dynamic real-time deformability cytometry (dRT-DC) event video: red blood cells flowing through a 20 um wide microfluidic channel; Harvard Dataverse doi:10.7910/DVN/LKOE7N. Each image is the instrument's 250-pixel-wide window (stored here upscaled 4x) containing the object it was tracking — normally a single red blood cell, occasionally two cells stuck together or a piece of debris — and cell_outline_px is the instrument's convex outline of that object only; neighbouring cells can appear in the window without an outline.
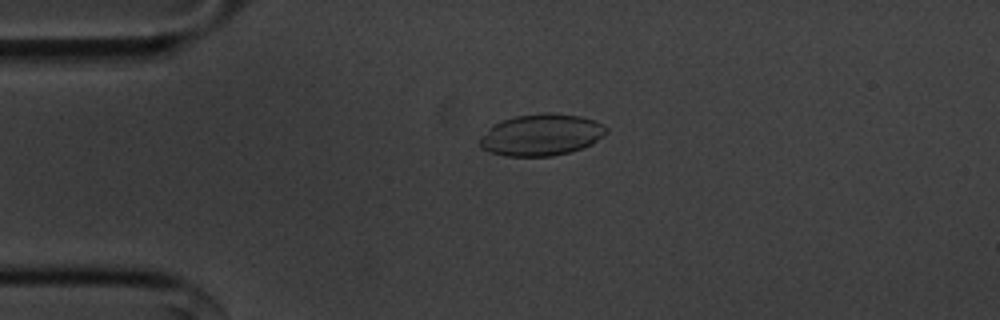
{"species": "common noctule bat (a hibernating species)", "species_latin": "Nyctalus noctula", "temperature_condition": "cold", "stored_images_in_passage": 55, "camera_frame_rate_fps": 3000, "um_per_image_px": 0.085, "animal": {"sex": "male", "body_mass_g": 20.1, "forearm_length_mm": 53.5}, "frame": {"image": 1, "passage_image": 13, "time_ms": 4.0, "image_size_px": [1000, 320], "cell_outline_px": [[608, 132], [604, 136], [592, 144], [568, 152], [552, 156], [504, 156], [488, 152], [480, 148], [480, 136], [500, 120], [516, 116], [540, 112], [556, 112], [580, 116], [596, 120], [604, 124], [608, 128]], "centroid_in_image_um": [46.03, 11.45], "position_along_channel_um": 39.0, "area_um2": 31.1}}
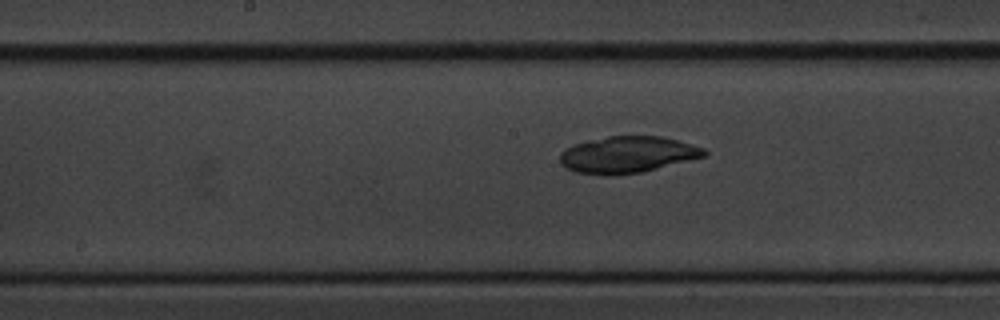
{"frame": {"image": 2, "passage_image": 28, "time_ms": 9.0, "image_size_px": [1000, 320], "cell_outline_px": [[708, 152], [704, 156], [692, 160], [644, 172], [612, 176], [604, 176], [576, 172], [560, 164], [560, 152], [564, 148], [572, 144], [588, 140], [608, 136], [660, 136], [692, 144], [704, 148]], "centroid_in_image_um": [53.32, 13.16], "position_along_channel_um": 194.9, "area_um2": 31.15}}
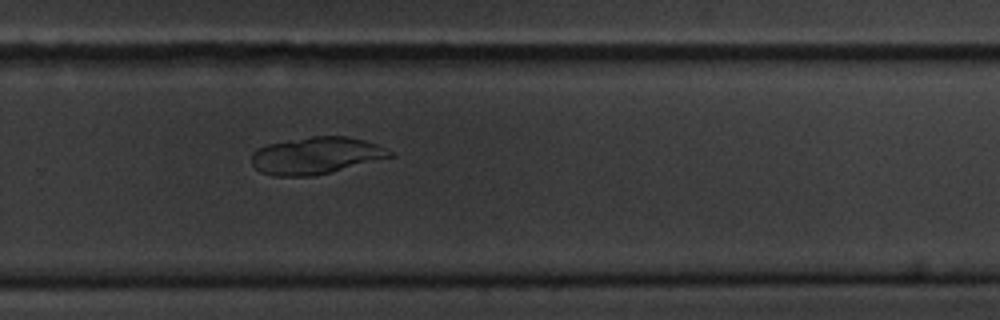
{"frame": {"image": 3, "passage_image": 37, "time_ms": 12.0, "image_size_px": [1000, 320], "cell_outline_px": [[396, 156], [312, 176], [272, 176], [260, 172], [252, 164], [252, 152], [268, 144], [312, 136], [348, 136], [364, 140], [376, 144], [392, 152]], "centroid_in_image_um": [26.86, 13.22], "position_along_channel_um": 302.9, "area_um2": 29.59}}